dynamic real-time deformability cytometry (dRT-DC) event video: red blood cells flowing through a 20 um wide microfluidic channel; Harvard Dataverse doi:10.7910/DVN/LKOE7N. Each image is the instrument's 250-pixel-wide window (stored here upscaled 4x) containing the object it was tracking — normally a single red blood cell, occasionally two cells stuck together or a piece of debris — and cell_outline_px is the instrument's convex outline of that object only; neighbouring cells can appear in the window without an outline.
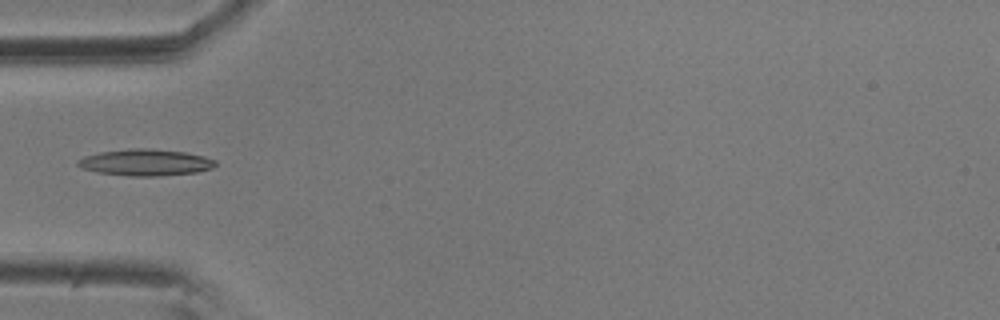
{"species": "common noctule bat (a hibernating species)", "species_latin": "Nyctalus noctula", "temperature_condition": "room temperature", "stored_images_in_passage": 6, "camera_frame_rate_fps": 3000, "um_per_image_px": 0.085, "animal": {"sex": "male", "body_mass_g": 20.5, "forearm_length_mm": 52.5}, "frame": {"image": 1, "passage_image": 5, "time_ms": 1.333, "image_size_px": [1000, 320], "cell_outline_px": [[216, 164], [212, 168], [196, 172], [160, 176], [128, 176], [96, 172], [80, 168], [76, 164], [76, 160], [84, 156], [100, 152], [132, 148], [144, 148], [184, 152], [204, 156], [216, 160]], "centroid_in_image_um": [12.32, 13.81], "position_along_channel_um": 72.7, "area_um2": 21.33}}